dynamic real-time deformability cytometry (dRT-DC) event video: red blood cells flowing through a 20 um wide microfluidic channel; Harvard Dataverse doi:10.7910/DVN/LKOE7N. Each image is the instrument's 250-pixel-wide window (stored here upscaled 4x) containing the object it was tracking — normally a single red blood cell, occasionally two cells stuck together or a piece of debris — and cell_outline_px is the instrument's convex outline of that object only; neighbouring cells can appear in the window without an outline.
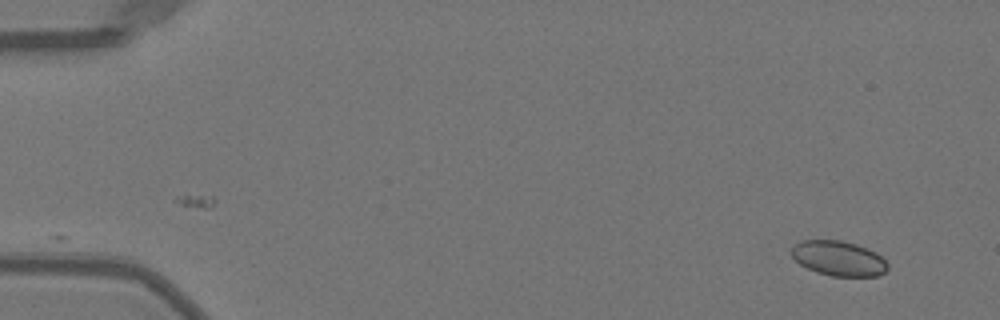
{"species": "Egyptian fruit bat (a non-hibernating species)", "species_latin": "Rousettus aegyptiacus", "temperature_condition": "warm", "stored_images_in_passage": 35, "camera_frame_rate_fps": 3000, "um_per_image_px": 0.085, "animal": {"sex": "female"}, "frame": {"image": 1, "passage_image": 1, "time_ms": 0.0, "image_size_px": [1000, 320], "cell_outline_px": [[888, 268], [880, 276], [832, 276], [816, 272], [800, 264], [792, 256], [792, 248], [796, 244], [804, 240], [840, 240], [856, 244], [876, 252], [888, 264]], "centroid_in_image_um": [71.3, 21.97], "position_along_channel_um": 13.7, "area_um2": 19.42}}
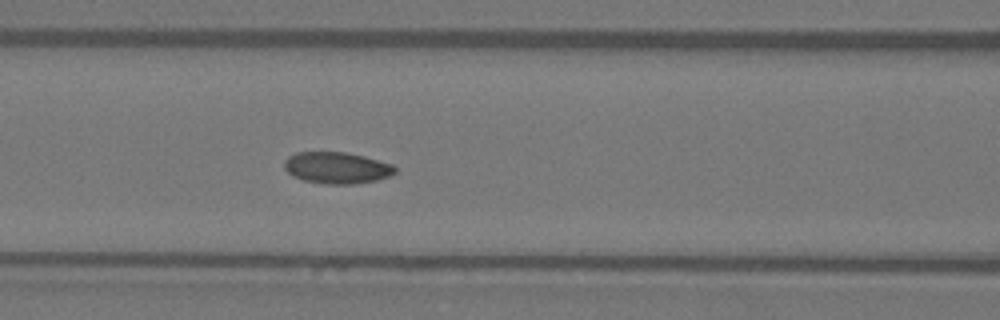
{"frame": {"image": 2, "passage_image": 20, "time_ms": 6.333, "image_size_px": [1000, 320], "cell_outline_px": [[396, 172], [388, 176], [376, 180], [356, 184], [328, 184], [304, 180], [292, 176], [284, 168], [284, 160], [288, 156], [296, 152], [344, 152], [364, 156], [392, 164], [396, 168]], "centroid_in_image_um": [28.61, 14.26], "position_along_channel_um": 138.0, "area_um2": 20.35}}
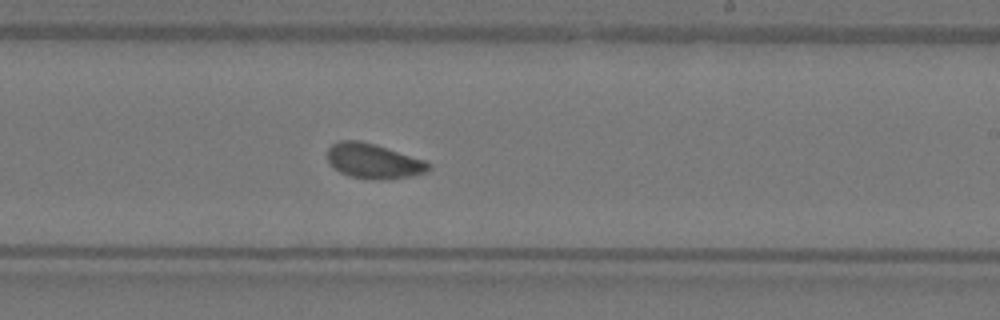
{"frame": {"image": 3, "passage_image": 29, "time_ms": 9.333, "image_size_px": [1000, 320], "cell_outline_px": [[432, 168], [428, 172], [412, 176], [380, 180], [372, 180], [348, 176], [340, 172], [328, 160], [328, 148], [332, 144], [340, 140], [360, 140], [376, 144], [424, 160]], "centroid_in_image_um": [31.76, 13.69], "position_along_channel_um": 257.2, "area_um2": 20.63}}